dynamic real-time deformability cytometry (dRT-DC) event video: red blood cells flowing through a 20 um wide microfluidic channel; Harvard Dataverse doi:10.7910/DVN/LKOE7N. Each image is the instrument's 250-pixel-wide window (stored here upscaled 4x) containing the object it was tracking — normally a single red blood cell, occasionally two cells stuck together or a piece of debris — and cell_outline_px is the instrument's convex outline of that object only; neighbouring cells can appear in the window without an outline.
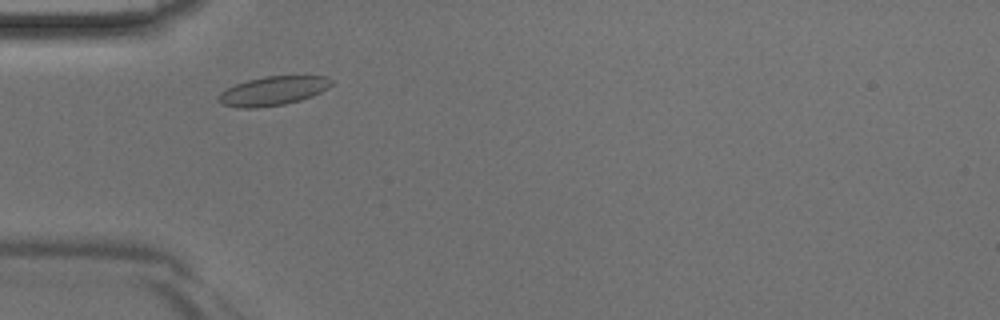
{"species": "Egyptian fruit bat (a non-hibernating species)", "species_latin": "Rousettus aegyptiacus", "temperature_condition": "room temperature", "stored_images_in_passage": 36, "camera_frame_rate_fps": 3000, "um_per_image_px": 0.085, "animal": {"sex": "male"}, "frame": {"image": 1, "passage_image": 5, "time_ms": 1.333, "image_size_px": [1000, 320], "cell_outline_px": [[332, 84], [328, 88], [312, 96], [300, 100], [284, 104], [256, 108], [236, 108], [224, 104], [216, 100], [216, 96], [220, 92], [236, 84], [248, 80], [264, 76], [328, 76], [332, 80]], "centroid_in_image_um": [23.18, 7.73], "position_along_channel_um": 61.8, "area_um2": 19.13}}
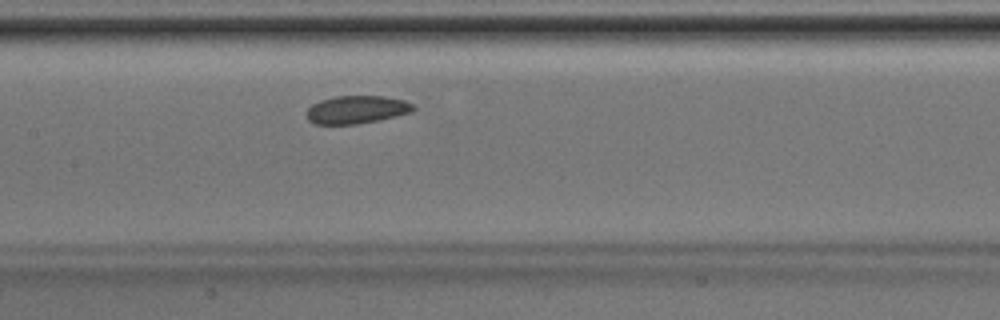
{"frame": {"image": 2, "passage_image": 13, "time_ms": 4.0, "image_size_px": [1000, 320], "cell_outline_px": [[416, 108], [412, 112], [396, 116], [356, 124], [312, 124], [308, 120], [304, 112], [312, 104], [320, 100], [336, 96], [384, 96], [404, 100], [412, 104]], "centroid_in_image_um": [30.27, 9.32], "position_along_channel_um": 177.1, "area_um2": 17.46}}
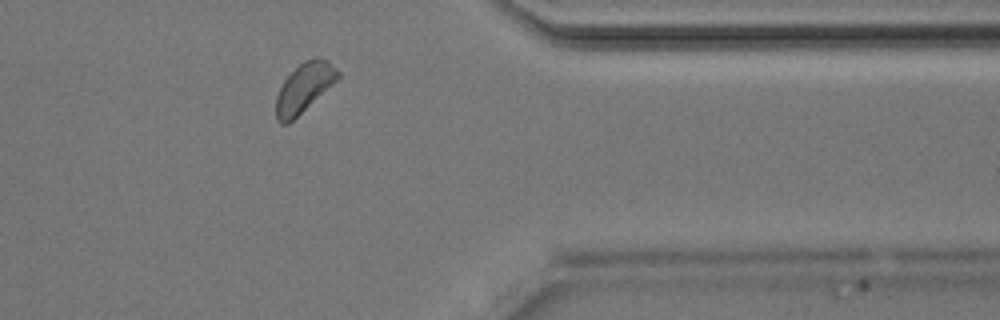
{"frame": {"image": 3, "passage_image": 28, "time_ms": 9.0, "image_size_px": [1000, 320], "cell_outline_px": [[340, 76], [332, 84], [288, 124], [280, 124], [276, 120], [276, 96], [284, 80], [304, 60], [316, 56], [328, 60], [340, 72]], "centroid_in_image_um": [25.84, 7.44], "position_along_channel_um": 385.6, "area_um2": 17.4}}